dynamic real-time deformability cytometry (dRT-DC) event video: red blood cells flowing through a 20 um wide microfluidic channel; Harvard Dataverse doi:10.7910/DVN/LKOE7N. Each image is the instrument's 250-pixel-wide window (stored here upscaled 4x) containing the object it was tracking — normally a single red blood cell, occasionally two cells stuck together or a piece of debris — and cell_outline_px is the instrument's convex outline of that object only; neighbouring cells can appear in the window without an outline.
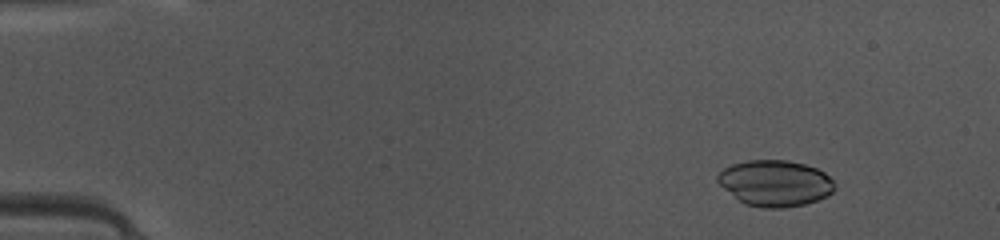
{"species": "common noctule bat (a hibernating species)", "species_latin": "Nyctalus noctula", "temperature_condition": "warm", "stored_images_in_passage": 48, "camera_frame_rate_fps": 3000, "um_per_image_px": 0.085, "animal": {"sex": "female", "body_mass_g": 10.0, "forearm_length_mm": 53.1}, "frame": {"image": 1, "passage_image": 6, "time_ms": 1.667, "image_size_px": [1000, 240], "cell_outline_px": [[836, 188], [832, 192], [816, 200], [804, 204], [784, 208], [764, 208], [744, 204], [724, 188], [716, 180], [716, 176], [724, 168], [732, 164], [748, 160], [788, 160], [804, 164], [816, 168], [824, 172], [836, 184]], "centroid_in_image_um": [65.88, 15.56], "position_along_channel_um": 19.1, "area_um2": 31.33}}